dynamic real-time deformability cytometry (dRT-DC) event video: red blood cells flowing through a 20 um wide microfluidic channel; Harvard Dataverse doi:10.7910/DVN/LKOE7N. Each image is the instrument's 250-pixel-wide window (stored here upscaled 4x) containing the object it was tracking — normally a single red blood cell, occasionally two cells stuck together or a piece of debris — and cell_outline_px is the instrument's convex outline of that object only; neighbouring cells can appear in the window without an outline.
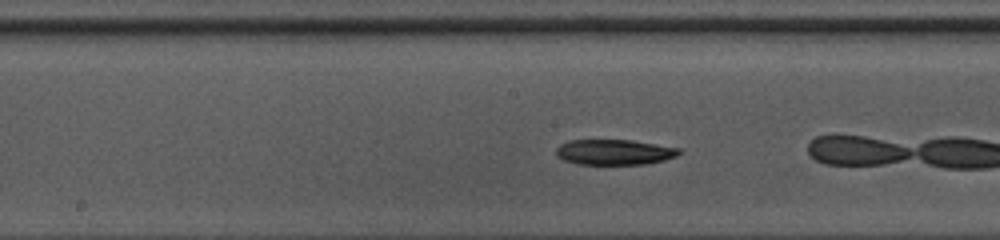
{"species": "common noctule bat (a hibernating species)", "species_latin": "Nyctalus noctula", "temperature_condition": "warm", "stored_images_in_passage": 26, "camera_frame_rate_fps": 3000, "um_per_image_px": 0.085, "animal": {"sex": "female", "body_mass_g": 10.0, "forearm_length_mm": 53.1}, "frame": {"image": 1, "passage_image": 8, "time_ms": 2.333, "image_size_px": [1000, 240], "cell_outline_px": [[684, 152], [676, 156], [664, 160], [644, 164], [580, 164], [564, 160], [556, 156], [556, 148], [560, 144], [568, 140], [632, 140], [680, 148]], "centroid_in_image_um": [52.23, 12.92], "position_along_channel_um": 196.0, "area_um2": 18.26}, "authors_computed_cell_mechanics": {"area_um2": 18.8717, "velocity_mm_per_s": 4.2127, "shape_relaxation_time_tau1_ms": 4.0934, "shape_relaxation_time_tau2_ms": null, "deformation_change_tau1": 0.1209, "deformation_change_tau2": null}}